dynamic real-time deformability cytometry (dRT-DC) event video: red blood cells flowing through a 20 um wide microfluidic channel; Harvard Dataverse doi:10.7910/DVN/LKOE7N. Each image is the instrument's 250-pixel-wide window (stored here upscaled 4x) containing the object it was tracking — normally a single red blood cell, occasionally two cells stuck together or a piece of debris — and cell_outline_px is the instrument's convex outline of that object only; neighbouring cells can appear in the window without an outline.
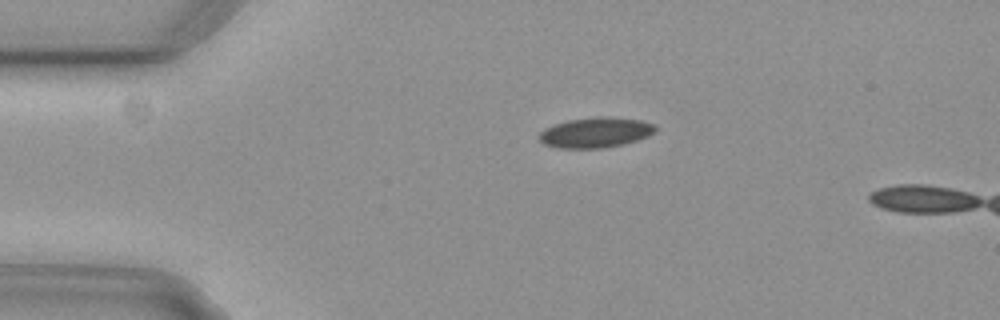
{"species": "common noctule bat (a hibernating species)", "species_latin": "Nyctalus noctula", "temperature_condition": "cold", "stored_images_in_passage": 3, "camera_frame_rate_fps": 3000, "um_per_image_px": 0.085, "animal": {"sex": "female", "body_mass_g": 29.2, "forearm_length_mm": 56.3}, "frame": {"image": 1, "passage_image": 1, "time_ms": 0.0, "image_size_px": [1000, 320], "cell_outline_px": [[656, 128], [648, 136], [636, 140], [620, 144], [600, 148], [560, 148], [544, 144], [540, 140], [540, 132], [544, 128], [568, 120], [596, 116], [608, 116], [640, 120], [656, 124]], "centroid_in_image_um": [50.62, 11.24], "position_along_channel_um": 34.4, "area_um2": 20.29}}